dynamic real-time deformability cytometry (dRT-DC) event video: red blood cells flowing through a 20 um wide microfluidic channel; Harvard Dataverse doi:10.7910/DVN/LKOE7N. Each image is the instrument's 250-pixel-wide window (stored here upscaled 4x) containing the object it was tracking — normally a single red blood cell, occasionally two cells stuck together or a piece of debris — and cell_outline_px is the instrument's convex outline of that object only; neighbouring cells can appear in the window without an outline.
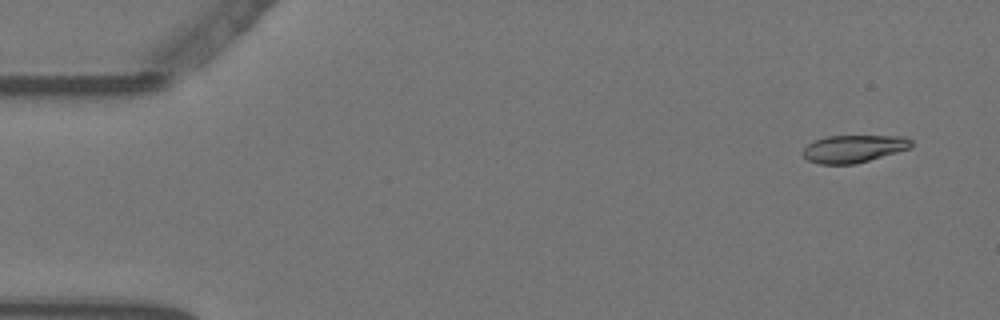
{"species": "Egyptian fruit bat (a non-hibernating species)", "species_latin": "Rousettus aegyptiacus", "temperature_condition": "warm", "stored_images_in_passage": 14, "camera_frame_rate_fps": 3000, "um_per_image_px": 0.085, "animal": {"sex": "female"}, "frame": {"image": 1, "passage_image": 1, "time_ms": 0.0, "image_size_px": [1000, 320], "cell_outline_px": [[912, 148], [856, 164], [820, 164], [808, 160], [804, 156], [804, 148], [808, 144], [816, 140], [828, 136], [904, 136], [912, 140]], "centroid_in_image_um": [72.61, 12.64], "position_along_channel_um": 12.4, "area_um2": 17.34}}